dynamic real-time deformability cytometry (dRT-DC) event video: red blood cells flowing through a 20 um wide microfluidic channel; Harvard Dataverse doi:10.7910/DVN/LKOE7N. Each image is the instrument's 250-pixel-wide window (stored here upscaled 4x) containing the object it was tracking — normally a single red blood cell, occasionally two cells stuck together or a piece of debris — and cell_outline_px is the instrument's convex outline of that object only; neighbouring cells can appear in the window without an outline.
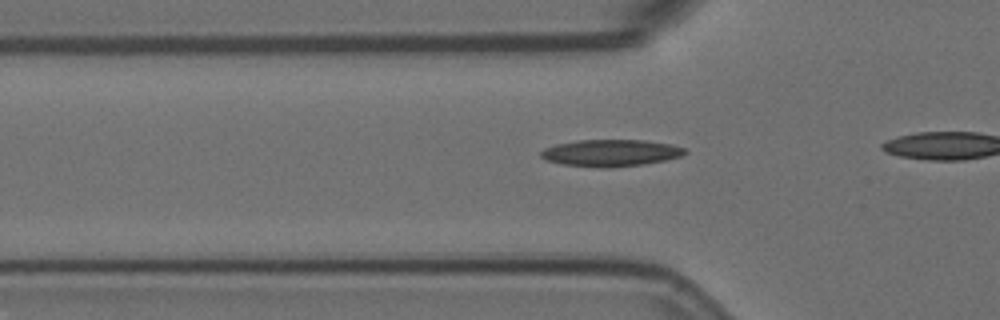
{"species": "Egyptian fruit bat (a non-hibernating species)", "species_latin": "Rousettus aegyptiacus", "temperature_condition": "room temperature", "stored_images_in_passage": 12, "camera_frame_rate_fps": 3000, "um_per_image_px": 0.085, "animal": {"sex": "female"}, "frame": {"image": 1, "passage_image": 6, "time_ms": 1.667, "image_size_px": [1000, 320], "cell_outline_px": [[688, 152], [680, 156], [664, 160], [640, 164], [608, 168], [600, 168], [564, 164], [544, 160], [540, 156], [540, 152], [544, 148], [556, 144], [580, 140], [644, 140], [672, 144], [684, 148]], "centroid_in_image_um": [51.88, 12.99], "position_along_channel_um": 73.9, "area_um2": 22.43}}
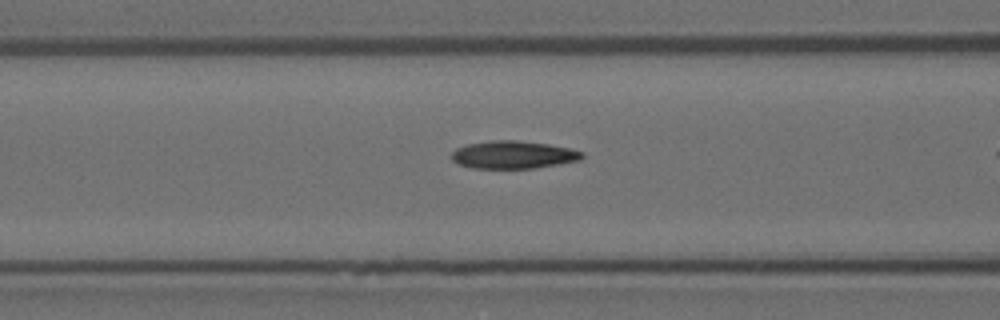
{"frame": {"image": 2, "passage_image": 10, "time_ms": 3.0, "image_size_px": [1000, 320], "cell_outline_px": [[584, 156], [580, 160], [560, 164], [536, 168], [472, 168], [456, 164], [452, 160], [452, 152], [456, 148], [468, 144], [492, 140], [516, 140], [548, 144], [568, 148], [584, 152]], "centroid_in_image_um": [43.62, 13.16], "position_along_channel_um": 123.0, "area_um2": 21.15}}